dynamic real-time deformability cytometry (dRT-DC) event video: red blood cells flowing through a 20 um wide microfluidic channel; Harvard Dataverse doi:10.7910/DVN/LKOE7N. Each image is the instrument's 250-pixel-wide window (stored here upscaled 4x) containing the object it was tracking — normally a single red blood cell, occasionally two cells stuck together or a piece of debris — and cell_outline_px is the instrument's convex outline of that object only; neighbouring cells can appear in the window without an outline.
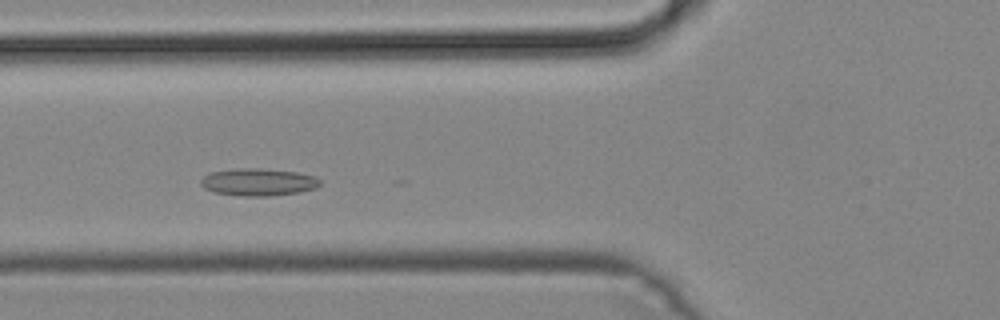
{"species": "common noctule bat (a hibernating species)", "species_latin": "Nyctalus noctula", "temperature_condition": "cold", "stored_images_in_passage": 44, "camera_frame_rate_fps": 3000, "um_per_image_px": 0.085, "animal": {"sex": "male", "body_mass_g": 19.2, "forearm_length_mm": 51.8}, "frame": {"image": 1, "passage_image": 13, "time_ms": 4.0, "image_size_px": [1000, 320], "cell_outline_px": [[320, 184], [316, 188], [300, 192], [268, 196], [240, 196], [216, 192], [204, 188], [200, 184], [200, 180], [208, 172], [236, 168], [260, 168], [296, 172], [316, 176], [320, 180]], "centroid_in_image_um": [21.94, 15.47], "position_along_channel_um": 103.9, "area_um2": 19.13}}
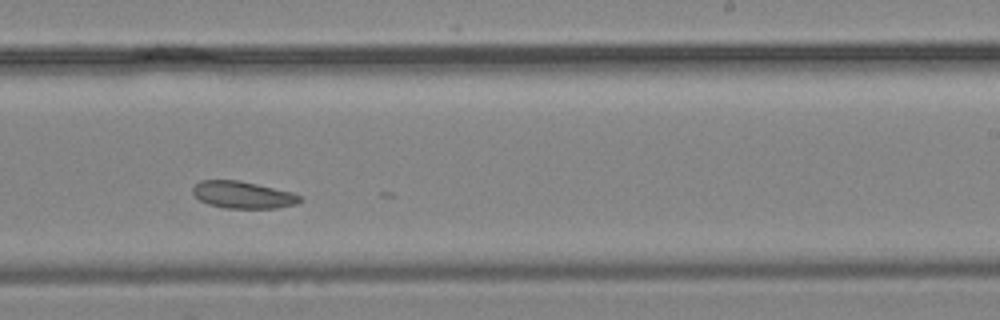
{"frame": {"image": 2, "passage_image": 25, "time_ms": 8.0, "image_size_px": [1000, 320], "cell_outline_px": [[304, 200], [296, 204], [276, 208], [224, 208], [208, 204], [200, 200], [192, 192], [192, 188], [200, 180], [240, 180], [292, 192], [300, 196]], "centroid_in_image_um": [20.65, 16.56], "position_along_channel_um": 268.3, "area_um2": 16.94}}
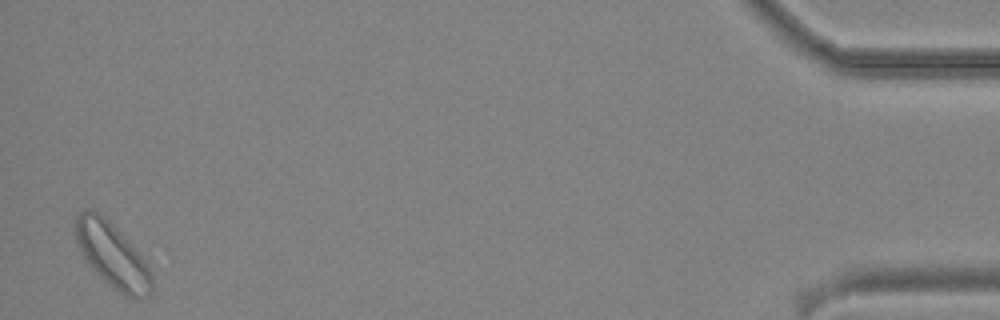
{"frame": {"image": 3, "passage_image": 43, "time_ms": 14.0, "image_size_px": [1000, 320], "cell_outline_px": [[152, 292], [148, 296], [140, 300], [136, 300], [124, 296], [108, 284], [84, 260], [76, 244], [76, 216], [80, 212], [92, 208], [100, 212], [128, 240], [152, 272]], "centroid_in_image_um": [9.54, 21.72], "position_along_channel_um": 425.7, "area_um2": 28.84}}